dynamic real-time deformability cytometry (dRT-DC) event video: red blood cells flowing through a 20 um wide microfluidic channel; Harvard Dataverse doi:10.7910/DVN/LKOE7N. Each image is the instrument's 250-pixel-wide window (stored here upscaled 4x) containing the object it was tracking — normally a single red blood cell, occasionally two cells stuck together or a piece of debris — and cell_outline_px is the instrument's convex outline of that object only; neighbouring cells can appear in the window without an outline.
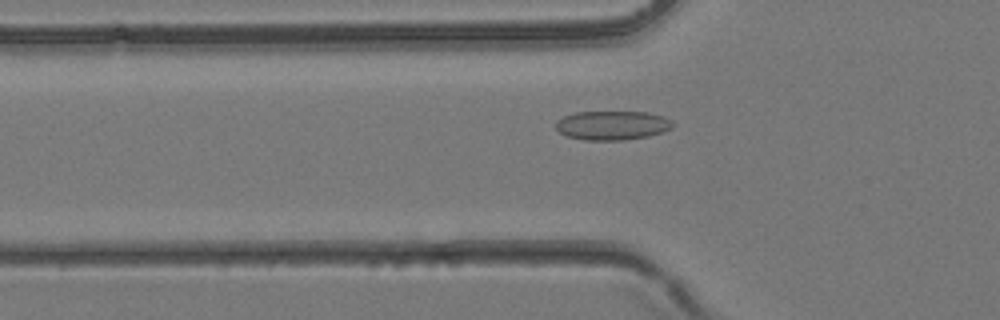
{"species": "common noctule bat (a hibernating species)", "species_latin": "Nyctalus noctula", "temperature_condition": "room temperature", "stored_images_in_passage": 31, "camera_frame_rate_fps": 3000, "um_per_image_px": 0.085, "animal": {"sex": "female", "body_mass_g": 24.6, "forearm_length_mm": 56.2}, "frame": {"image": 1, "passage_image": 6, "time_ms": 1.667, "image_size_px": [1000, 320], "cell_outline_px": [[676, 124], [672, 128], [648, 136], [624, 140], [584, 140], [568, 136], [560, 132], [556, 128], [556, 120], [564, 116], [576, 112], [648, 112], [664, 116], [672, 120]], "centroid_in_image_um": [52.07, 10.65], "position_along_channel_um": 73.7, "area_um2": 19.88}}
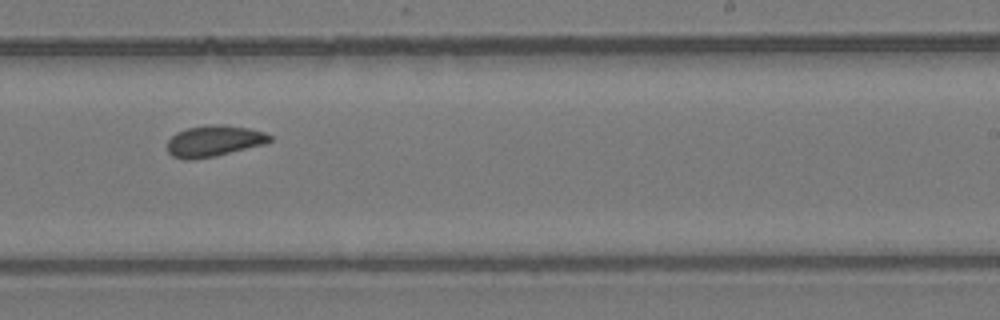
{"frame": {"image": 2, "passage_image": 17, "time_ms": 5.333, "image_size_px": [1000, 320], "cell_outline_px": [[272, 140], [264, 144], [216, 156], [192, 160], [184, 160], [172, 156], [168, 152], [168, 140], [176, 132], [188, 128], [212, 124], [220, 124], [248, 128], [264, 132], [272, 136]], "centroid_in_image_um": [18.18, 11.99], "position_along_channel_um": 270.8, "area_um2": 18.61}}
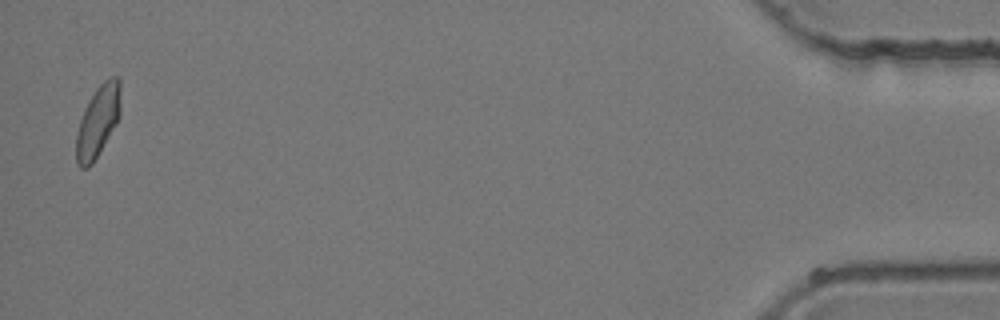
{"frame": {"image": 3, "passage_image": 31, "time_ms": 10.0, "image_size_px": [1000, 320], "cell_outline_px": [[120, 116], [116, 124], [92, 164], [88, 168], [80, 168], [76, 164], [76, 132], [84, 108], [88, 100], [96, 88], [108, 76], [120, 76]], "centroid_in_image_um": [8.32, 10.28], "position_along_channel_um": 426.9, "area_um2": 18.67}}